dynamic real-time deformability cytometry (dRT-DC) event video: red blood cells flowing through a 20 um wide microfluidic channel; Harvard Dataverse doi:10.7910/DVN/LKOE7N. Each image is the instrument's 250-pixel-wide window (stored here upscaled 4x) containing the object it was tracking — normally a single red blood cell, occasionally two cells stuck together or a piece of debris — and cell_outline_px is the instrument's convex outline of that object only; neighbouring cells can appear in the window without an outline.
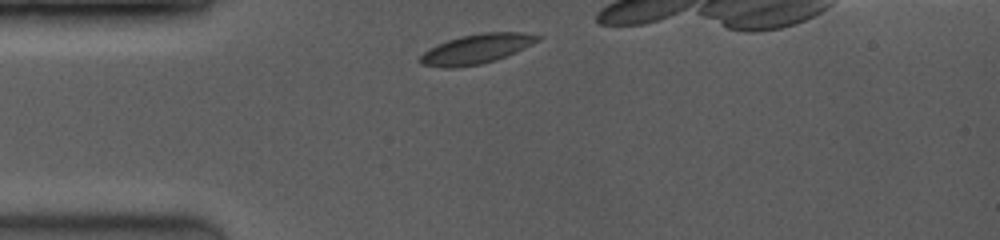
{"species": "common noctule bat (a hibernating species)", "species_latin": "Nyctalus noctula", "temperature_condition": "room temperature", "stored_images_in_passage": 8, "camera_frame_rate_fps": 3500, "um_per_image_px": 0.085, "animal": {"sex": "female", "body_mass_g": 19.0, "forearm_length_mm": 53.3}, "frame": {"image": 1, "passage_image": 1, "time_ms": 0.0, "image_size_px": [1000, 240], "cell_outline_px": [[544, 36], [540, 40], [516, 52], [496, 60], [480, 64], [452, 68], [448, 68], [420, 64], [420, 56], [428, 48], [436, 44], [460, 36], [480, 32], [524, 32]], "centroid_in_image_um": [40.52, 4.14], "position_along_channel_um": 44.5, "area_um2": 20.4}}